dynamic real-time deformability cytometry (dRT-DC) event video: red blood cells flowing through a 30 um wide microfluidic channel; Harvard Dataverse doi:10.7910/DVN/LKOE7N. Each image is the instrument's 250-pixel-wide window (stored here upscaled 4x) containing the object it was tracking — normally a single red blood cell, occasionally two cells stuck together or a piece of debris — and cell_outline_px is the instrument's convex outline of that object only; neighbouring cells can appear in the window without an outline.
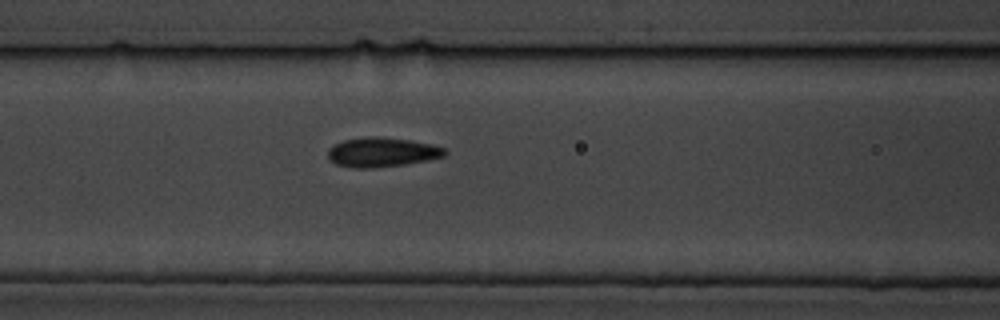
{"species": "common noctule bat (a hibernating species)", "species_latin": "Nyctalus noctula", "temperature_condition": "cold", "stored_images_in_passage": 7, "camera_frame_rate_fps": 3000, "um_per_image_px": 0.085, "animal": {"sex": "male", "body_mass_g": 19.5, "forearm_length_mm": 54.6}, "frame": {"image": 1, "passage_image": 7, "time_ms": 8.0, "image_size_px": [1000, 320], "cell_outline_px": [[448, 152], [444, 156], [428, 160], [404, 164], [372, 168], [352, 168], [336, 164], [328, 160], [328, 148], [344, 140], [368, 136], [376, 136], [412, 140], [432, 144], [444, 148]], "centroid_in_image_um": [32.46, 12.93], "position_along_channel_um": 134.1, "area_um2": 20.17}}